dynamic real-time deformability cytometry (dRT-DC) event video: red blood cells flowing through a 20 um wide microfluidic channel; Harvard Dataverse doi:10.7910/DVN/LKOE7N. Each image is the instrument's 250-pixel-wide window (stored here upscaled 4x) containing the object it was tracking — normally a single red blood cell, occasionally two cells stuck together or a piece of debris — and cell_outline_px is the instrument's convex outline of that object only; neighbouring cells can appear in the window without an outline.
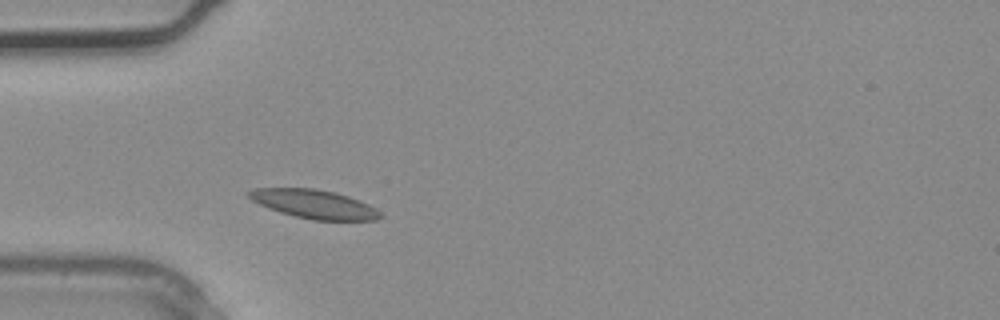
{"species": "common noctule bat (a hibernating species)", "species_latin": "Nyctalus noctula", "temperature_condition": "warm", "stored_images_in_passage": 1, "camera_frame_rate_fps": 3000, "um_per_image_px": 0.085, "animal": {"sex": "male", "body_mass_g": 20.4}, "frame": {"image": 1, "passage_image": 1, "time_ms": 0.0, "image_size_px": [1000, 320], "cell_outline_px": [[384, 216], [376, 220], [312, 220], [280, 212], [268, 208], [252, 200], [248, 196], [248, 192], [256, 188], [312, 188], [336, 192], [360, 200], [376, 208]], "centroid_in_image_um": [26.74, 17.35], "position_along_channel_um": 58.3, "area_um2": 21.96}}